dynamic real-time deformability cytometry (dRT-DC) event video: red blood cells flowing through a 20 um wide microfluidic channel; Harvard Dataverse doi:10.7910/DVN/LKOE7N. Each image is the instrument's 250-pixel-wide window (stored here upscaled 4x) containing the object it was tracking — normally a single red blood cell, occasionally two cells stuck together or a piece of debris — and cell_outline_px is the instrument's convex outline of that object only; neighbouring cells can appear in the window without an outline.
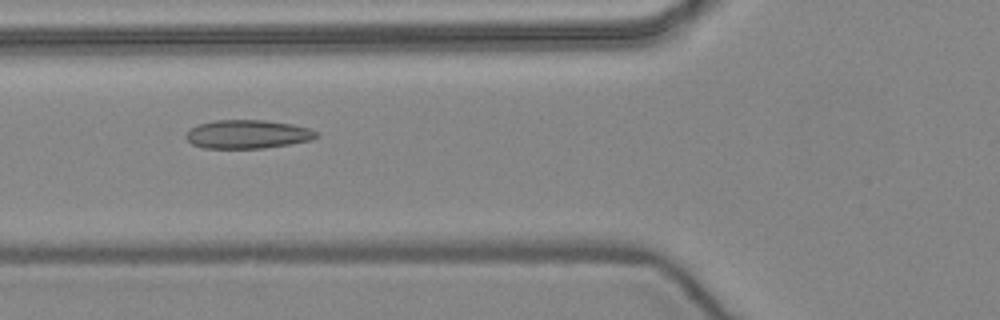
{"species": "common noctule bat (a hibernating species)", "species_latin": "Nyctalus noctula", "temperature_condition": "warm", "stored_images_in_passage": 49, "camera_frame_rate_fps": 3000, "um_per_image_px": 0.085, "animal": {"sex": "female", "body_mass_g": 24.6, "forearm_length_mm": 56.2}, "frame": {"image": 1, "passage_image": 17, "time_ms": 5.333, "image_size_px": [1000, 320], "cell_outline_px": [[320, 136], [312, 140], [264, 148], [204, 148], [192, 144], [184, 136], [192, 128], [200, 124], [216, 120], [264, 120], [292, 124], [308, 128], [316, 132]], "centroid_in_image_um": [21.06, 11.41], "position_along_channel_um": 104.7, "area_um2": 21.56}}
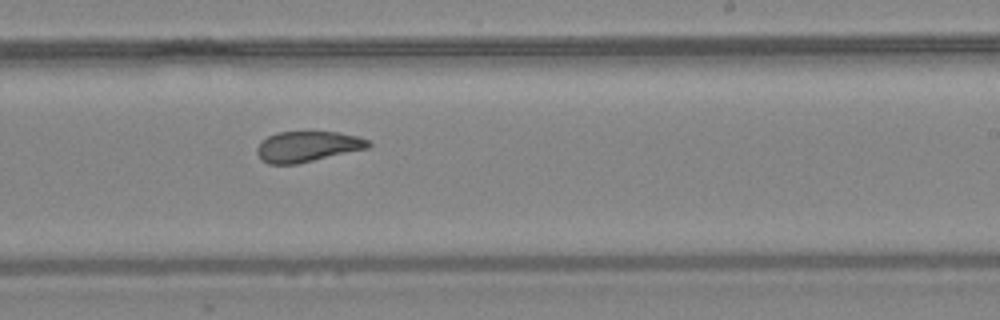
{"frame": {"image": 2, "passage_image": 29, "time_ms": 9.333, "image_size_px": [1000, 320], "cell_outline_px": [[372, 144], [368, 148], [296, 164], [268, 164], [260, 160], [256, 152], [256, 148], [260, 140], [276, 132], [340, 132], [360, 136], [368, 140]], "centroid_in_image_um": [26.1, 12.45], "position_along_channel_um": 262.9, "area_um2": 20.06}}
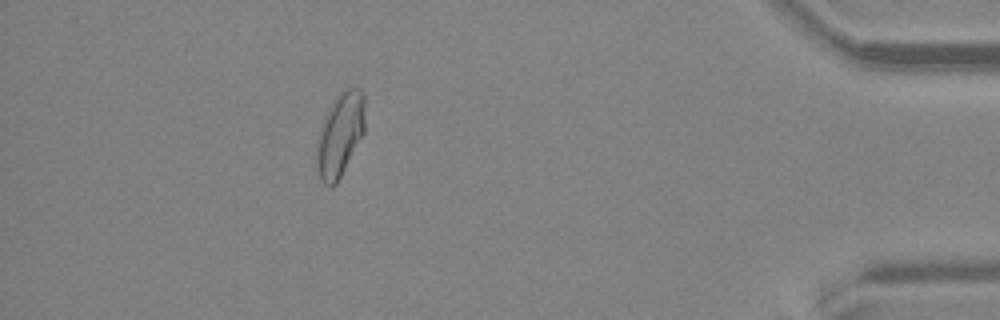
{"frame": {"image": 3, "passage_image": 44, "time_ms": 14.333, "image_size_px": [1000, 320], "cell_outline_px": [[364, 132], [336, 184], [332, 188], [328, 188], [320, 180], [316, 168], [316, 136], [332, 104], [340, 92], [344, 88], [360, 88], [364, 92]], "centroid_in_image_um": [28.88, 11.48], "position_along_channel_um": 406.3, "area_um2": 23.52}, "authors_computed_cell_mechanics": {"area_um2": 21.675, "velocity_mm_per_s": 3.9512, "shape_relaxation_time_tau1_ms": 8.1477, "shape_relaxation_time_tau2_ms": 2.3659, "deformation_change_tau1": 0.1803, "deformation_change_tau2": 0.0742}}